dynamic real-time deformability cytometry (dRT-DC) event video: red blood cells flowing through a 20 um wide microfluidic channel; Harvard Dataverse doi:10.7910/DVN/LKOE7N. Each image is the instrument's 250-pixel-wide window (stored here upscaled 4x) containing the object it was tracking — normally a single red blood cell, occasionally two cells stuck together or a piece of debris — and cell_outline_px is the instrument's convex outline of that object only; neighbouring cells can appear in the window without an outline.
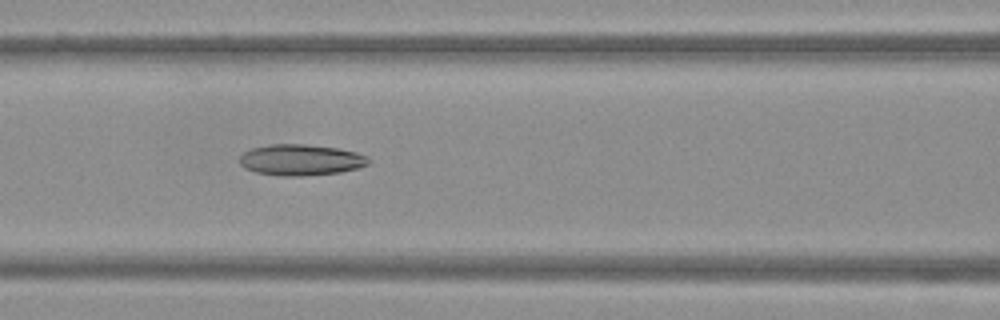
{"species": "Egyptian fruit bat (a non-hibernating species)", "species_latin": "Rousettus aegyptiacus", "temperature_condition": "warm", "stored_images_in_passage": 50, "camera_frame_rate_fps": 3000, "um_per_image_px": 0.085, "frame": {"image": 1, "passage_image": 22, "time_ms": 7.0, "image_size_px": [1000, 320], "cell_outline_px": [[372, 160], [368, 164], [356, 168], [340, 172], [300, 176], [280, 176], [256, 172], [244, 168], [240, 164], [240, 156], [244, 152], [252, 148], [272, 144], [308, 144], [340, 148], [356, 152], [368, 156]], "centroid_in_image_um": [25.59, 13.58], "position_along_channel_um": 141.0, "area_um2": 23.47}}
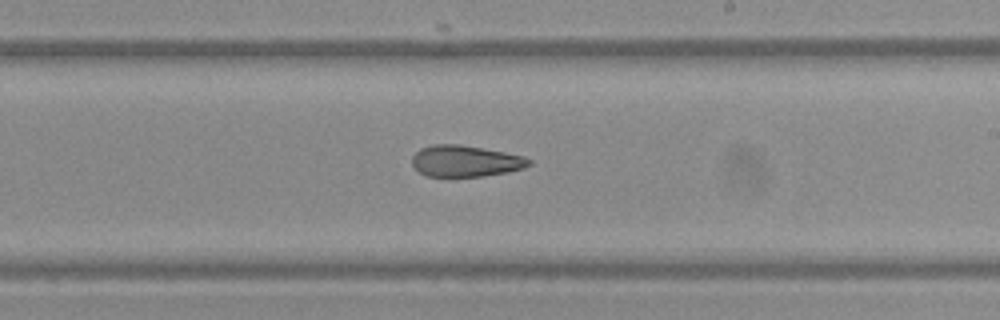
{"frame": {"image": 2, "passage_image": 30, "time_ms": 9.667, "image_size_px": [1000, 320], "cell_outline_px": [[532, 164], [524, 168], [508, 172], [480, 176], [428, 176], [420, 172], [412, 164], [412, 156], [420, 148], [432, 144], [460, 144], [504, 152], [524, 156], [532, 160]], "centroid_in_image_um": [39.57, 13.68], "position_along_channel_um": 249.4, "area_um2": 21.33}}
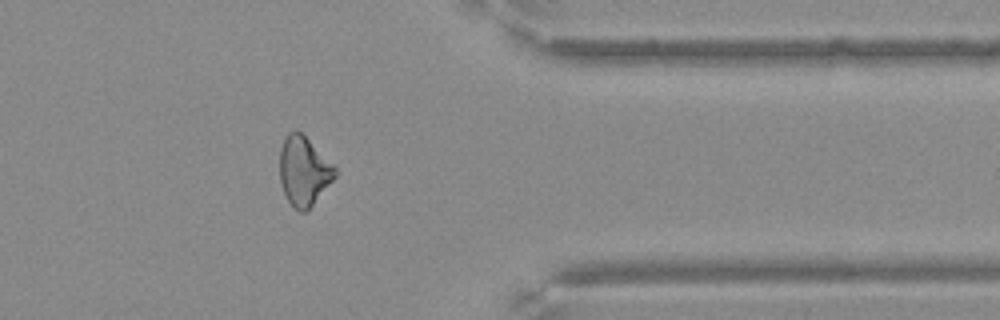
{"frame": {"image": 3, "passage_image": 41, "time_ms": 13.333, "image_size_px": [1000, 320], "cell_outline_px": [[336, 176], [312, 204], [304, 212], [300, 212], [288, 200], [284, 192], [280, 180], [280, 148], [284, 136], [288, 132], [300, 132], [336, 168]], "centroid_in_image_um": [25.79, 14.53], "position_along_channel_um": 385.6, "area_um2": 21.56}}